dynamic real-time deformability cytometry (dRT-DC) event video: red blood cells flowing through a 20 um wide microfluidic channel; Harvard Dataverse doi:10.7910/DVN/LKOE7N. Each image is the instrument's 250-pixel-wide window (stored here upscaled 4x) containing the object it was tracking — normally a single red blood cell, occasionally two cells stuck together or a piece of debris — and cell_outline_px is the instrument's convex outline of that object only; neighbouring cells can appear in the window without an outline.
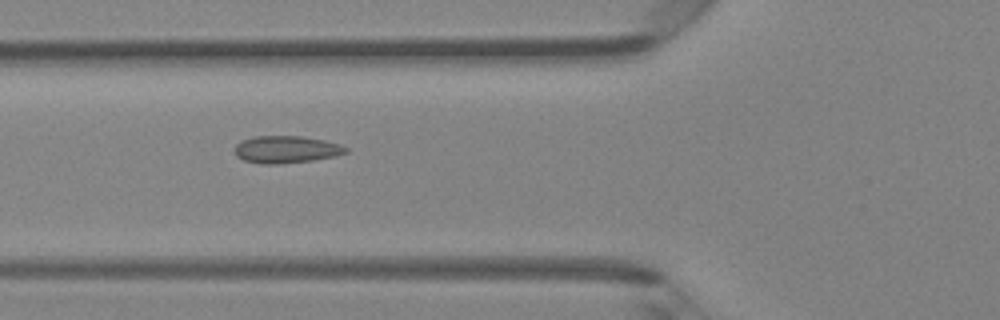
{"species": "Egyptian fruit bat (a non-hibernating species)", "species_latin": "Rousettus aegyptiacus", "temperature_condition": "room temperature", "stored_images_in_passage": 7, "camera_frame_rate_fps": 3000, "um_per_image_px": 0.085, "animal": {"sex": "female"}, "frame": {"image": 1, "passage_image": 6, "time_ms": 1.667, "image_size_px": [1000, 320], "cell_outline_px": [[348, 152], [336, 156], [312, 160], [276, 164], [260, 164], [244, 160], [236, 156], [236, 144], [240, 140], [252, 136], [300, 136], [324, 140], [340, 144], [348, 148]], "centroid_in_image_um": [24.32, 12.7], "position_along_channel_um": 101.5, "area_um2": 17.69}}
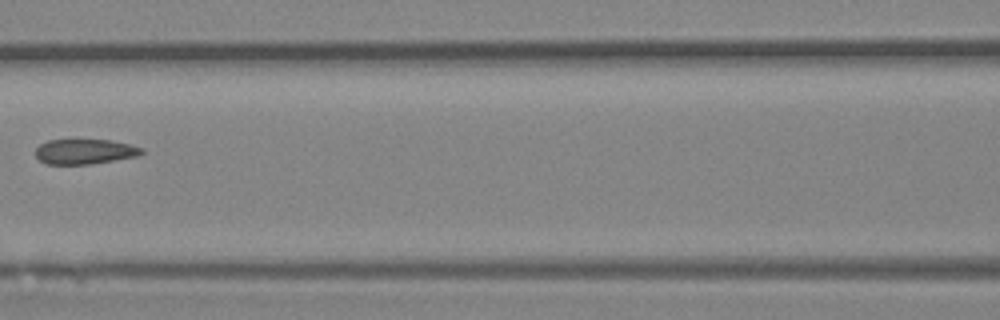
{"frame": {"image": 2, "passage_image": 7, "time_ms": 2.0, "image_size_px": [1000, 320], "cell_outline_px": [[144, 152], [136, 156], [88, 164], [48, 164], [40, 160], [36, 156], [36, 148], [40, 144], [48, 140], [112, 140], [144, 148]], "centroid_in_image_um": [7.19, 12.87], "position_along_channel_um": 159.4, "area_um2": 15.26}}